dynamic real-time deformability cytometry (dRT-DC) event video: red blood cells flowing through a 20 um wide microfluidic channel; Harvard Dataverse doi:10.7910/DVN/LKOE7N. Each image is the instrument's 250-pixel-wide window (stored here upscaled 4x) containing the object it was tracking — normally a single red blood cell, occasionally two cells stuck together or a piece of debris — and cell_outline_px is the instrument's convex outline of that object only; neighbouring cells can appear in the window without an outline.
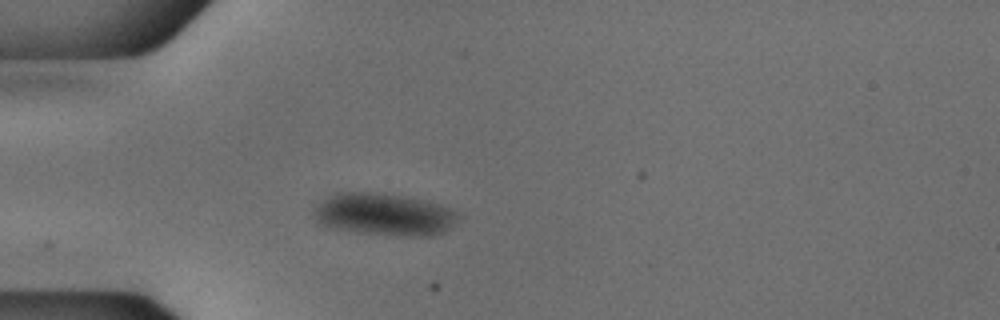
{"species": "common noctule bat (a hibernating species)", "species_latin": "Nyctalus noctula", "temperature_condition": "cold", "stored_images_in_passage": 39, "camera_frame_rate_fps": 3000, "um_per_image_px": 0.085, "animal": {"sex": "male", "body_mass_g": 18.8}, "frame": {"image": 1, "passage_image": 1, "time_ms": 0.0, "image_size_px": [1000, 320], "cell_outline_px": [[460, 216], [444, 232], [432, 236], [400, 236], [364, 232], [336, 228], [324, 224], [316, 220], [316, 208], [324, 200], [336, 192], [380, 192], [424, 200], [440, 204], [452, 208]], "centroid_in_image_um": [32.74, 18.21], "position_along_channel_um": 52.3, "area_um2": 34.97}}
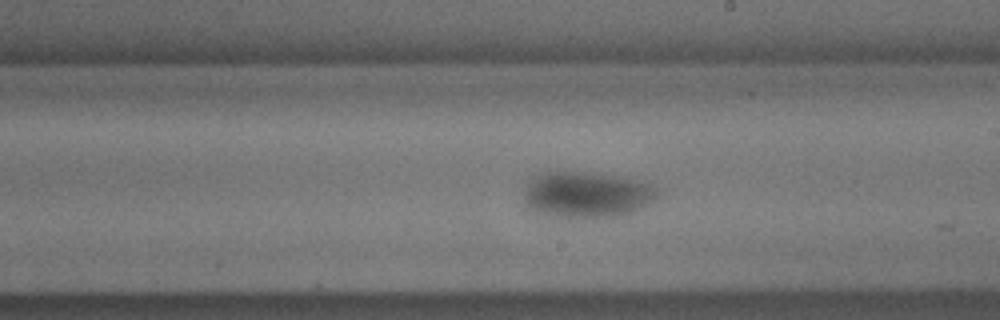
{"frame": {"image": 2, "passage_image": 17, "time_ms": 5.333, "image_size_px": [1000, 320], "cell_outline_px": [[660, 192], [648, 204], [632, 212], [620, 216], [548, 216], [536, 212], [528, 208], [524, 200], [524, 196], [528, 184], [536, 176], [544, 172], [588, 172], [636, 180], [648, 184], [656, 188]], "centroid_in_image_um": [49.85, 16.54], "position_along_channel_um": 239.1, "area_um2": 35.03}}
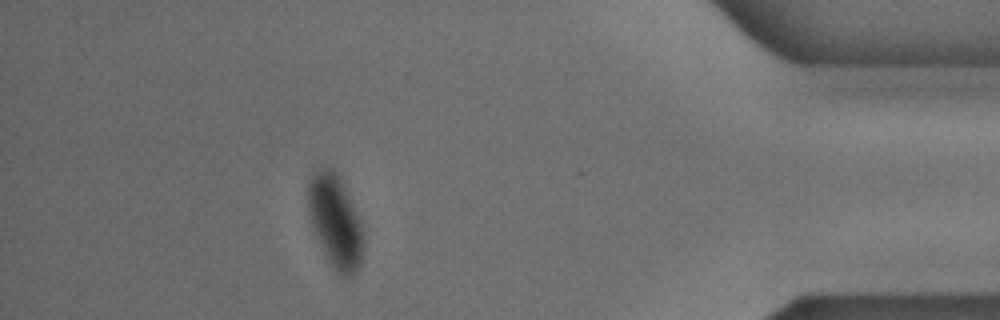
{"frame": {"image": 3, "passage_image": 34, "time_ms": 11.0, "image_size_px": [1000, 320], "cell_outline_px": [[364, 244], [360, 264], [352, 280], [344, 280], [332, 268], [320, 244], [312, 224], [308, 212], [308, 180], [320, 168], [332, 168], [336, 172], [360, 220], [364, 232]], "centroid_in_image_um": [28.53, 18.92], "position_along_channel_um": 406.7, "area_um2": 29.94}}